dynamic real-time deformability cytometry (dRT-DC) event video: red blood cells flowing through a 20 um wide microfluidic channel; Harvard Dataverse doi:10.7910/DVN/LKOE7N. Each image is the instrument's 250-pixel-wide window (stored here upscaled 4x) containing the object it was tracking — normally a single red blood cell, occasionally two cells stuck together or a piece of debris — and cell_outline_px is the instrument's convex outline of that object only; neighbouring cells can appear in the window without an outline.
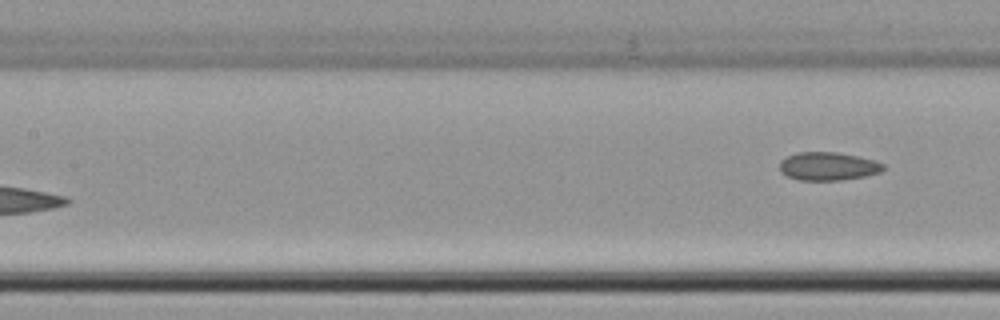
{"species": "common noctule bat (a hibernating species)", "species_latin": "Nyctalus noctula", "temperature_condition": "cold", "stored_images_in_passage": 7, "segment_of_instrument_passage": [2, 2], "camera_frame_rate_fps": 3000, "um_per_image_px": 0.085, "animal": {"sex": "female", "body_mass_g": 22.7, "forearm_length_mm": 54.2}, "frame": {"image": 1, "passage_image": 7, "time_ms": 7.333, "image_size_px": [1000, 320], "cell_outline_px": [[884, 168], [880, 172], [864, 176], [840, 180], [800, 180], [788, 176], [780, 172], [780, 160], [796, 152], [836, 152], [860, 156], [876, 160], [884, 164]], "centroid_in_image_um": [70.39, 14.12], "position_along_channel_um": 137.0, "area_um2": 17.11}}